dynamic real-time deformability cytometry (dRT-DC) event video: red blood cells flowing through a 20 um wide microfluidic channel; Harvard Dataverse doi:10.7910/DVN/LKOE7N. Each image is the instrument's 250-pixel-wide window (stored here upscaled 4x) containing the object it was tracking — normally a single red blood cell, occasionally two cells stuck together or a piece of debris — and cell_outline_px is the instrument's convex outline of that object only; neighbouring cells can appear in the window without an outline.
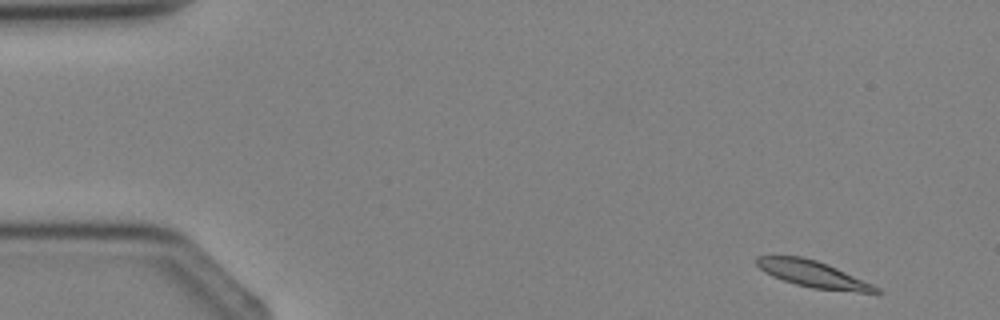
{"species": "Egyptian fruit bat (a non-hibernating species)", "species_latin": "Rousettus aegyptiacus", "temperature_condition": "cold", "stored_images_in_passage": 2, "camera_frame_rate_fps": 3000, "um_per_image_px": 0.085, "animal": {"sex": "female"}, "frame": {"image": 1, "passage_image": 1, "time_ms": 0.0, "image_size_px": [1000, 320], "cell_outline_px": [[884, 292], [856, 292], [812, 288], [796, 284], [784, 280], [764, 272], [752, 260], [756, 256], [800, 256], [816, 260], [828, 264], [872, 284], [880, 288]], "centroid_in_image_um": [69.08, 23.29], "position_along_channel_um": 15.9, "area_um2": 18.32}}